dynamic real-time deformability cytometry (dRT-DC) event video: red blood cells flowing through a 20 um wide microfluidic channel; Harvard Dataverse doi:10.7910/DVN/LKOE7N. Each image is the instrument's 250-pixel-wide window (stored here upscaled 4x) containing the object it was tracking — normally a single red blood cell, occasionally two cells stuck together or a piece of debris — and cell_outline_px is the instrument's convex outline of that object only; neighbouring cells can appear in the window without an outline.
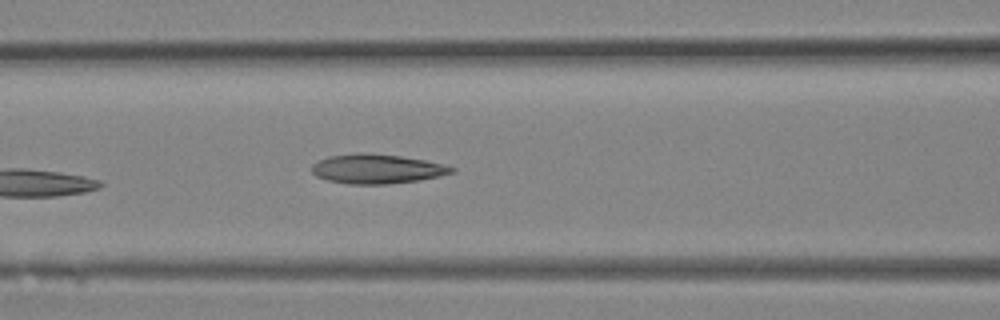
{"species": "Egyptian fruit bat (a non-hibernating species)", "species_latin": "Rousettus aegyptiacus", "temperature_condition": "room temperature", "stored_images_in_passage": 12, "camera_frame_rate_fps": 3000, "um_per_image_px": 0.085, "animal": {"sex": "female"}, "frame": {"image": 1, "passage_image": 12, "time_ms": 3.667, "image_size_px": [1000, 320], "cell_outline_px": [[456, 172], [440, 176], [420, 180], [388, 184], [348, 184], [328, 180], [316, 176], [312, 172], [312, 164], [328, 156], [356, 152], [364, 152], [400, 156], [424, 160], [456, 168]], "centroid_in_image_um": [32.03, 14.35], "position_along_channel_um": 134.6, "area_um2": 24.04}}